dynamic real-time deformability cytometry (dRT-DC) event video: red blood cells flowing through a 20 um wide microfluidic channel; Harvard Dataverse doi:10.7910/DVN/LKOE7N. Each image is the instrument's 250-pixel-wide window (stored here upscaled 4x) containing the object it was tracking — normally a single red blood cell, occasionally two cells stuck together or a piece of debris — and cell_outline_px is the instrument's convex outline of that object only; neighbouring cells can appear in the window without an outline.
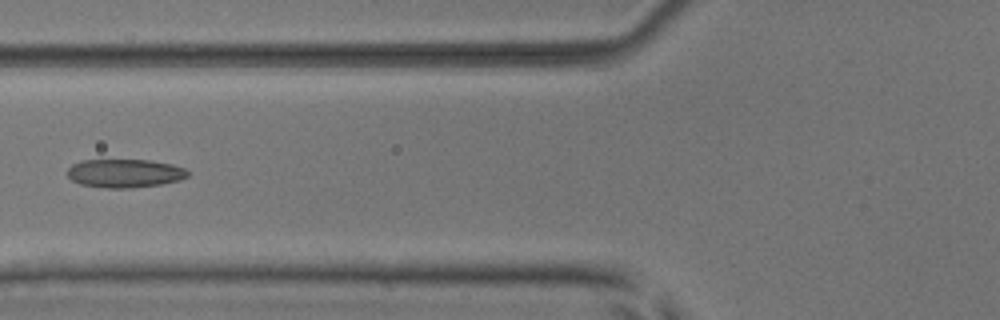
{"species": "common noctule bat (a hibernating species)", "species_latin": "Nyctalus noctula", "temperature_condition": "room temperature", "stored_images_in_passage": 6, "camera_frame_rate_fps": 3000, "um_per_image_px": 0.085, "animal": {"sex": "male", "body_mass_g": 17.9, "forearm_length_mm": 54.2}, "frame": {"image": 1, "passage_image": 6, "time_ms": 6.333, "image_size_px": [1000, 320], "cell_outline_px": [[188, 176], [180, 180], [160, 184], [132, 188], [108, 188], [80, 184], [72, 180], [68, 176], [68, 168], [72, 164], [80, 160], [148, 160], [172, 164], [184, 168], [188, 172]], "centroid_in_image_um": [10.59, 14.73], "position_along_channel_um": 115.2, "area_um2": 19.94}}